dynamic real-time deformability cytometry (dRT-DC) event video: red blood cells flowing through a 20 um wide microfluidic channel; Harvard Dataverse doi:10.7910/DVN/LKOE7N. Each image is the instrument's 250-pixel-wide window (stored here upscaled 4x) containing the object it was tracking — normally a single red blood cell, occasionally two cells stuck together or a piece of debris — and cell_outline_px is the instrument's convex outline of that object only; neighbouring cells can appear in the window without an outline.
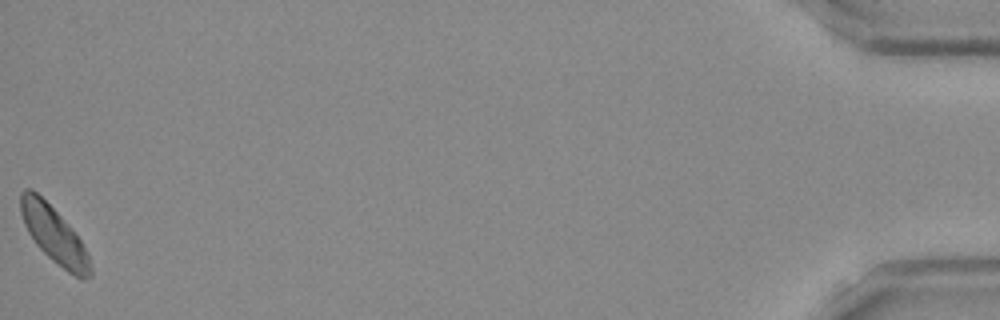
{"species": "Egyptian fruit bat (a non-hibernating species)", "species_latin": "Rousettus aegyptiacus", "temperature_condition": "room temperature", "stored_images_in_passage": 48, "camera_frame_rate_fps": 3000, "um_per_image_px": 0.085, "frame": {"image": 1, "passage_image": 48, "time_ms": 15.667, "image_size_px": [1000, 320], "cell_outline_px": [[92, 276], [84, 280], [80, 280], [68, 272], [52, 260], [36, 244], [28, 232], [24, 224], [20, 212], [20, 192], [24, 188], [32, 188], [60, 216], [80, 240], [88, 252], [92, 268]], "centroid_in_image_um": [4.6, 20.0], "position_along_channel_um": 430.6, "area_um2": 22.72}, "authors_computed_cell_mechanics": {"area_um2": 22.8888, "velocity_mm_per_s": 3.8832, "shape_relaxation_time_tau1_ms": 4.1456, "shape_relaxation_time_tau2_ms": null, "deformation_change_tau1": 0.083, "deformation_change_tau2": null}}